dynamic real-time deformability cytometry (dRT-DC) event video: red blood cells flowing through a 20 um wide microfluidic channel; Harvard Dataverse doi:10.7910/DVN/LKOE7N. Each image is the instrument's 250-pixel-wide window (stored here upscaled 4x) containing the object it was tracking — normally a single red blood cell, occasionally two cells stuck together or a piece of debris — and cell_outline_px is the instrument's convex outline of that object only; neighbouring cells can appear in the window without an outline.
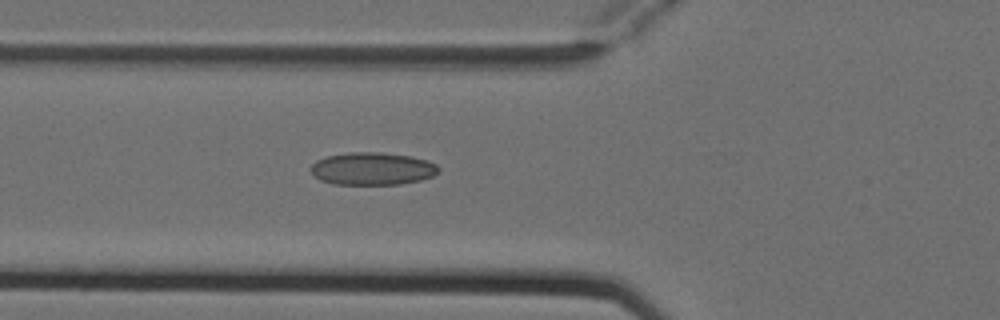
{"species": "Egyptian fruit bat (a non-hibernating species)", "species_latin": "Rousettus aegyptiacus", "temperature_condition": "cold", "stored_images_in_passage": 5, "camera_frame_rate_fps": 3000, "um_per_image_px": 0.085, "animal": {"sex": "female"}, "frame": {"image": 1, "passage_image": 5, "time_ms": 1.333, "image_size_px": [1000, 320], "cell_outline_px": [[440, 172], [432, 176], [420, 180], [400, 184], [332, 184], [320, 180], [312, 172], [312, 164], [316, 160], [328, 156], [348, 152], [380, 152], [412, 156], [436, 164], [440, 168]], "centroid_in_image_um": [31.67, 14.33], "position_along_channel_um": 94.1, "area_um2": 24.22}}